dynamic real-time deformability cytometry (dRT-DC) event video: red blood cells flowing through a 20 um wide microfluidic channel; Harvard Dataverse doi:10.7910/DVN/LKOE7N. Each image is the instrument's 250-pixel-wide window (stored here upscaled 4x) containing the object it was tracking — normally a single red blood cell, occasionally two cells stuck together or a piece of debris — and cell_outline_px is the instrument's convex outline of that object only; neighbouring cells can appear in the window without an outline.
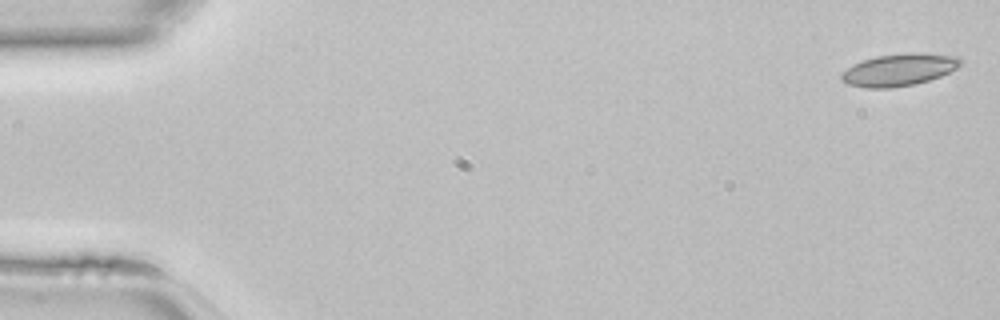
{"species": "common noctule bat (a hibernating species)", "species_latin": "Nyctalus noctula", "temperature_condition": "room temperature", "stored_images_in_passage": 46, "camera_frame_rate_fps": 3000, "um_per_image_px": 0.085, "animal": {"sex": "female", "body_mass_g": 22.7, "forearm_length_mm": 54.2}, "frame": {"image": 1, "passage_image": 1, "time_ms": 0.0, "image_size_px": [1000, 320], "cell_outline_px": [[964, 64], [940, 76], [916, 84], [892, 88], [864, 88], [848, 84], [840, 80], [840, 72], [852, 64], [876, 56], [908, 52], [920, 52], [960, 56]], "centroid_in_image_um": [76.41, 5.92], "position_along_channel_um": 8.6, "area_um2": 22.77}}
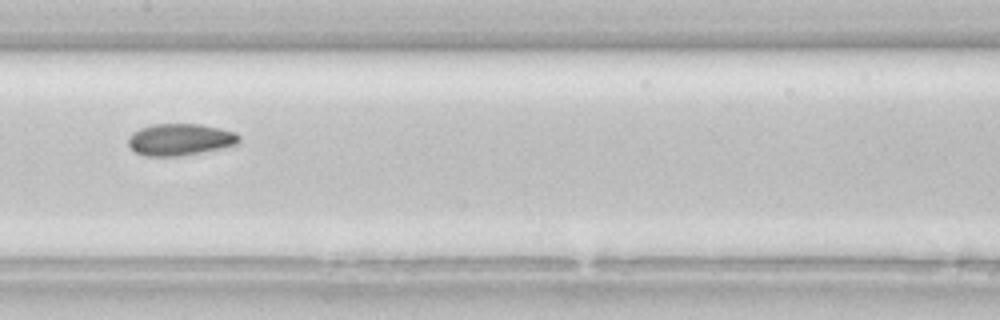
{"frame": {"image": 2, "passage_image": 23, "time_ms": 7.333, "image_size_px": [1000, 320], "cell_outline_px": [[240, 144], [200, 152], [176, 156], [144, 156], [136, 152], [128, 144], [128, 136], [132, 132], [140, 128], [152, 124], [200, 124], [220, 128], [236, 132], [240, 136]], "centroid_in_image_um": [15.31, 11.85], "position_along_channel_um": 192.1, "area_um2": 20.58}}
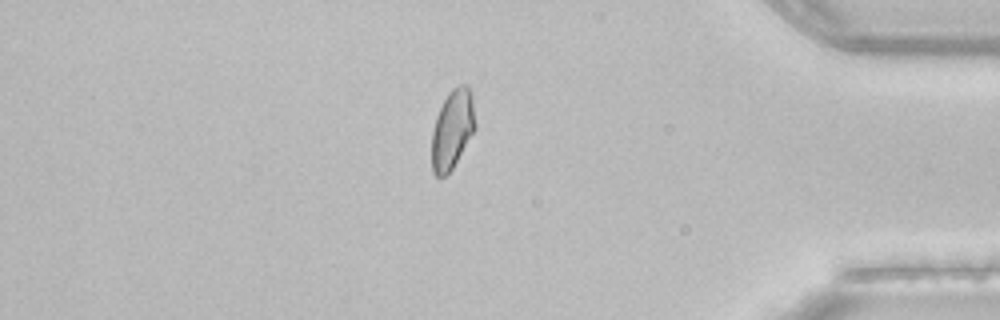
{"frame": {"image": 3, "passage_image": 39, "time_ms": 12.667, "image_size_px": [1000, 320], "cell_outline_px": [[476, 128], [452, 168], [444, 176], [436, 176], [432, 172], [432, 128], [436, 116], [448, 92], [456, 84], [468, 84], [472, 96], [476, 124]], "centroid_in_image_um": [38.45, 10.94], "position_along_channel_um": 396.7, "area_um2": 20.11}}